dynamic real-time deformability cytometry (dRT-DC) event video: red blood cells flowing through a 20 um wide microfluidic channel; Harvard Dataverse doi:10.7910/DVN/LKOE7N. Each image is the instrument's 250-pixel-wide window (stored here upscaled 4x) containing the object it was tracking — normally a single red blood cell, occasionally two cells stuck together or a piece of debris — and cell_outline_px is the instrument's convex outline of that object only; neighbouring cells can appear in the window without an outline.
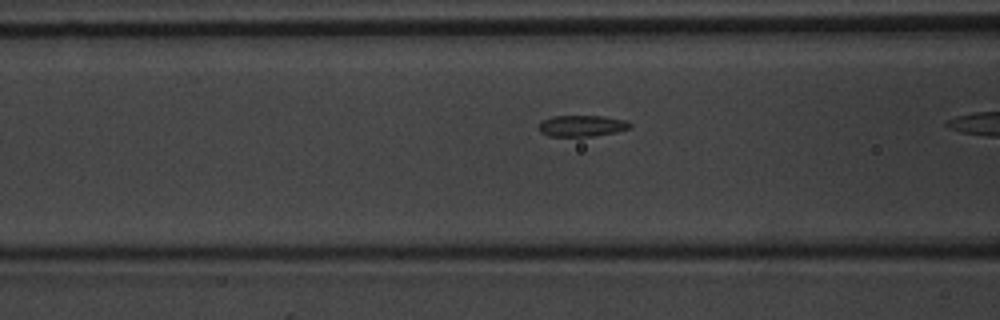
{"species": "common noctule bat (a hibernating species)", "species_latin": "Nyctalus noctula", "temperature_condition": "warm", "stored_images_in_passage": 18, "camera_frame_rate_fps": 3000, "um_per_image_px": 0.085, "animal": {"sex": "male", "body_mass_g": 20.1, "forearm_length_mm": 53.5}, "frame": {"image": 1, "passage_image": 13, "time_ms": 4.0, "image_size_px": [1000, 320], "cell_outline_px": [[632, 128], [616, 132], [592, 136], [548, 136], [540, 132], [540, 124], [544, 120], [552, 116], [604, 116], [628, 120], [632, 124]], "centroid_in_image_um": [49.53, 10.69], "position_along_channel_um": 117.1, "area_um2": 11.33}}
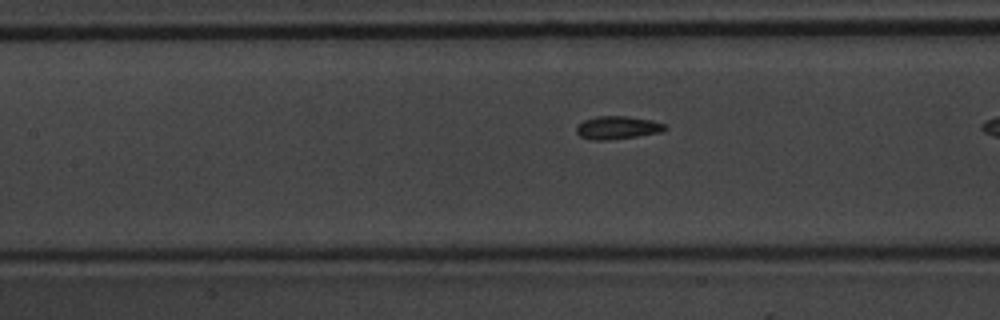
{"frame": {"image": 2, "passage_image": 16, "time_ms": 5.0, "image_size_px": [1000, 320], "cell_outline_px": [[668, 128], [660, 132], [636, 136], [608, 140], [588, 140], [580, 136], [576, 132], [576, 128], [584, 120], [596, 116], [624, 116], [652, 120], [664, 124]], "centroid_in_image_um": [52.46, 10.85], "position_along_channel_um": 154.9, "area_um2": 11.79}}